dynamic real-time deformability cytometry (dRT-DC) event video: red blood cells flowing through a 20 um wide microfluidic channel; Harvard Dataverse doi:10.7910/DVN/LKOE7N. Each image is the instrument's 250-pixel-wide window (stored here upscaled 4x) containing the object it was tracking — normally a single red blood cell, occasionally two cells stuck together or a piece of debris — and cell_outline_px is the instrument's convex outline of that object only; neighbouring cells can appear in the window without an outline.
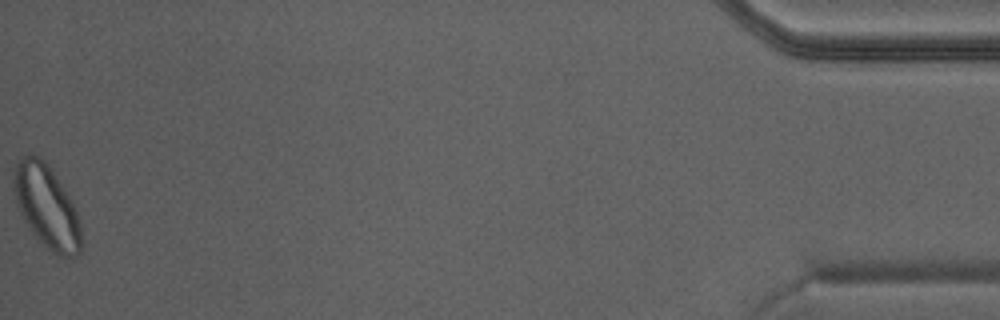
{"species": "Egyptian fruit bat (a non-hibernating species)", "species_latin": "Rousettus aegyptiacus", "temperature_condition": "warm", "stored_images_in_passage": 31, "camera_frame_rate_fps": 3000, "um_per_image_px": 0.085, "animal": {"sex": "male"}, "frame": {"image": 1, "passage_image": 31, "time_ms": 10.0, "image_size_px": [1000, 320], "cell_outline_px": [[84, 240], [80, 252], [76, 256], [60, 256], [52, 252], [32, 232], [24, 220], [20, 212], [16, 200], [12, 184], [12, 176], [16, 164], [24, 156], [40, 156], [48, 164], [68, 196], [76, 212], [80, 224]], "centroid_in_image_um": [3.97, 17.58], "position_along_channel_um": 431.2, "area_um2": 32.25}}